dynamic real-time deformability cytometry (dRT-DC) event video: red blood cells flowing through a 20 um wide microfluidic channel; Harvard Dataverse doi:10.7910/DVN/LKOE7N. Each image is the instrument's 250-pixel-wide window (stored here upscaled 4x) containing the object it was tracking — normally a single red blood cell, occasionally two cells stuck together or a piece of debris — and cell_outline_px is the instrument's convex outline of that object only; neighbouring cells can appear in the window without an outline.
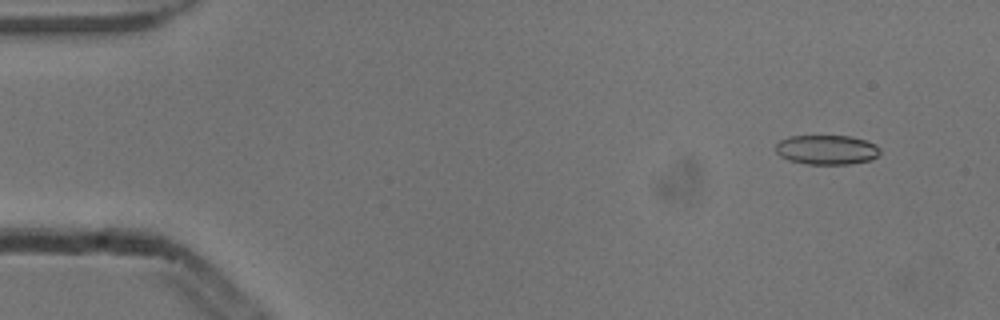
{"species": "common noctule bat (a hibernating species)", "species_latin": "Nyctalus noctula", "temperature_condition": "cold", "stored_images_in_passage": 52, "camera_frame_rate_fps": 3000, "um_per_image_px": 0.085, "animal": {"sex": "male", "body_mass_g": 13.3}, "frame": {"image": 1, "passage_image": 5, "time_ms": 1.333, "image_size_px": [1000, 320], "cell_outline_px": [[880, 152], [872, 160], [848, 164], [808, 164], [788, 160], [780, 156], [776, 152], [776, 144], [780, 140], [788, 136], [848, 136], [864, 140], [876, 144], [880, 148]], "centroid_in_image_um": [70.26, 12.73], "position_along_channel_um": 14.7, "area_um2": 17.98}}
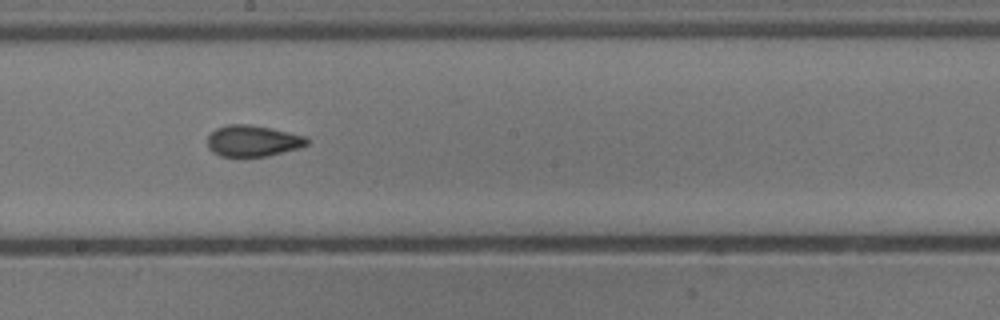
{"frame": {"image": 2, "passage_image": 30, "time_ms": 9.667, "image_size_px": [1000, 320], "cell_outline_px": [[308, 144], [300, 148], [268, 156], [220, 156], [212, 152], [208, 148], [208, 136], [216, 128], [228, 124], [248, 124], [308, 136]], "centroid_in_image_um": [21.5, 11.98], "position_along_channel_um": 226.7, "area_um2": 18.09}}
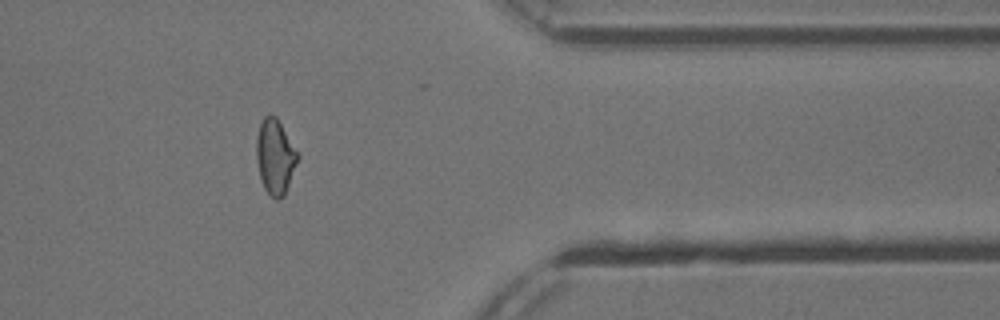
{"frame": {"image": 3, "passage_image": 44, "time_ms": 14.333, "image_size_px": [1000, 320], "cell_outline_px": [[300, 156], [284, 196], [280, 200], [276, 200], [264, 188], [260, 180], [256, 160], [256, 136], [260, 124], [264, 116], [276, 116], [300, 152]], "centroid_in_image_um": [23.41, 13.32], "position_along_channel_um": 388.0, "area_um2": 18.38}, "authors_computed_cell_mechanics": {"area_um2": 18.2937, "velocity_mm_per_s": 3.869, "shape_relaxation_time_tau1_ms": 7.2195, "shape_relaxation_time_tau2_ms": 1.9147, "deformation_change_tau1": 0.152, "deformation_change_tau2": 0.0667}}